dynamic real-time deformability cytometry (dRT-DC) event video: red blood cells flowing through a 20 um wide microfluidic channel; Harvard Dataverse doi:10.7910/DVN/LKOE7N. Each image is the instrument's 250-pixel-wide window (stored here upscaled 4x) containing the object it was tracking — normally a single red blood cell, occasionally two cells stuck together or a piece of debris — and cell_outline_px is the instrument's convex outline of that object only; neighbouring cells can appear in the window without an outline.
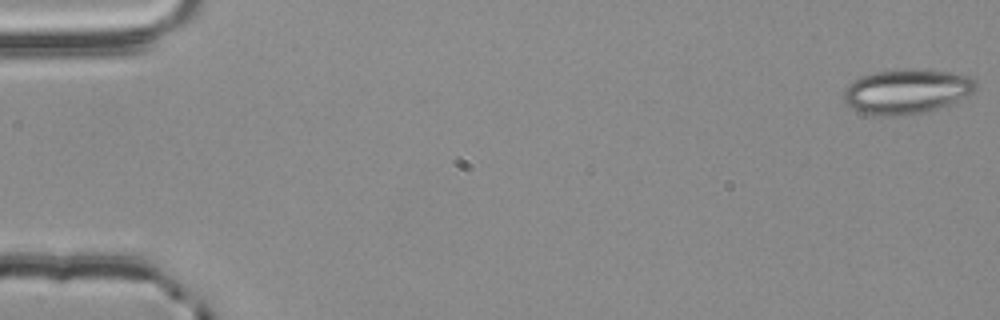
{"species": "common noctule bat (a hibernating species)", "species_latin": "Nyctalus noctula", "temperature_condition": "room temperature", "stored_images_in_passage": 55, "camera_frame_rate_fps": 3000, "um_per_image_px": 0.085, "animal": {"sex": "male", "body_mass_g": 20.4}, "frame": {"image": 1, "passage_image": 1, "time_ms": 0.0, "image_size_px": [1000, 320], "cell_outline_px": [[976, 88], [972, 96], [924, 112], [896, 116], [876, 116], [852, 108], [844, 100], [844, 88], [860, 76], [872, 72], [896, 68], [928, 68], [956, 72], [972, 76], [976, 80]], "centroid_in_image_um": [77.13, 7.72], "position_along_channel_um": 7.9, "area_um2": 35.26}}
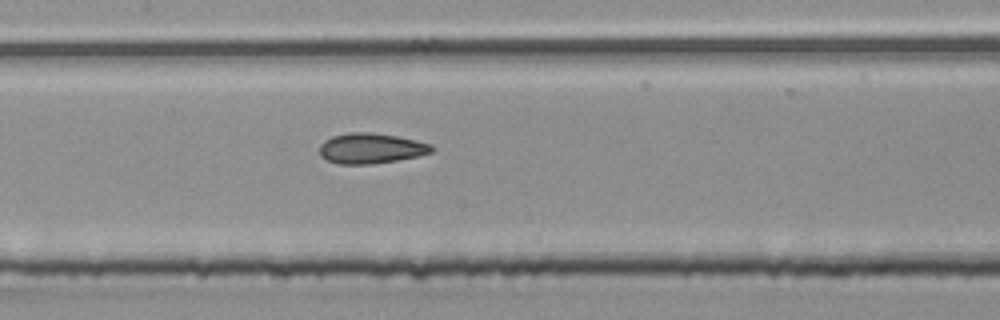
{"frame": {"image": 2, "passage_image": 27, "time_ms": 8.667, "image_size_px": [1000, 320], "cell_outline_px": [[436, 148], [432, 152], [416, 156], [396, 160], [372, 164], [336, 164], [320, 156], [320, 144], [324, 140], [332, 136], [352, 132], [368, 132], [396, 136], [416, 140], [432, 144]], "centroid_in_image_um": [31.53, 12.61], "position_along_channel_um": 175.9, "area_um2": 19.83}}
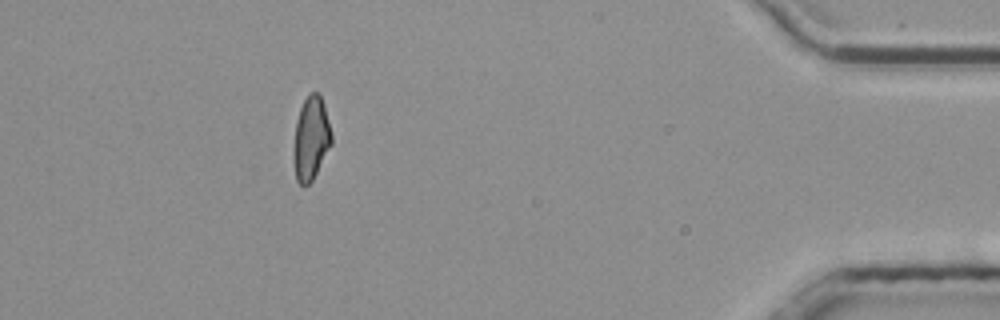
{"frame": {"image": 3, "passage_image": 50, "time_ms": 16.333, "image_size_px": [1000, 320], "cell_outline_px": [[332, 144], [312, 180], [304, 188], [296, 180], [292, 156], [292, 148], [296, 120], [300, 108], [304, 100], [312, 92], [320, 92], [324, 104], [332, 136]], "centroid_in_image_um": [26.41, 11.78], "position_along_channel_um": 408.8, "area_um2": 18.73}, "authors_computed_cell_mechanics": {"area_um2": 19.7098, "velocity_mm_per_s": 3.7802, "shape_relaxation_time_tau1_ms": null, "shape_relaxation_time_tau2_ms": 2.0724, "deformation_change_tau1": null, "deformation_change_tau2": 0.1045}}